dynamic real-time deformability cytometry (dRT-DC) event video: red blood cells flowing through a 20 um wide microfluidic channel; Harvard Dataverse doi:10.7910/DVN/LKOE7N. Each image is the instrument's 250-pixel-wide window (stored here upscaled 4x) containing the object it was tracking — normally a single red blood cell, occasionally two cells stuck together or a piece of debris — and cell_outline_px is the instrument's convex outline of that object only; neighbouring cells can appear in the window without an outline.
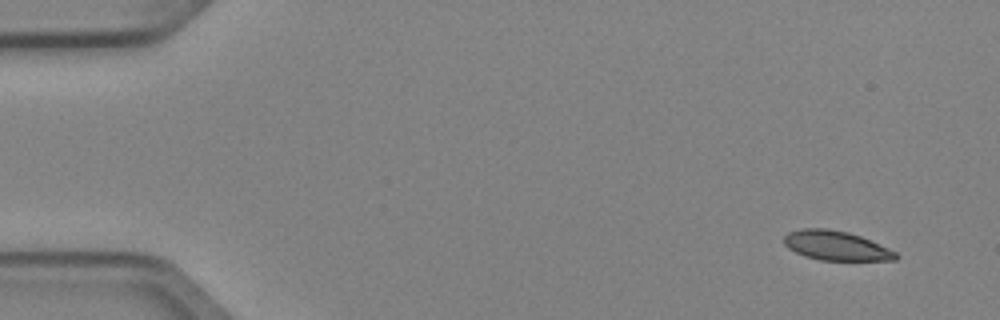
{"species": "Egyptian fruit bat (a non-hibernating species)", "species_latin": "Rousettus aegyptiacus", "temperature_condition": "cold", "stored_images_in_passage": 4, "camera_frame_rate_fps": 3000, "um_per_image_px": 0.085, "animal": {"sex": "female"}, "frame": {"image": 1, "passage_image": 1, "time_ms": 0.0, "image_size_px": [1000, 320], "cell_outline_px": [[900, 256], [896, 260], [820, 260], [804, 256], [788, 248], [784, 244], [784, 236], [788, 232], [800, 228], [828, 228], [848, 232], [860, 236], [896, 252]], "centroid_in_image_um": [71.03, 20.87], "position_along_channel_um": 14.0, "area_um2": 19.13}}
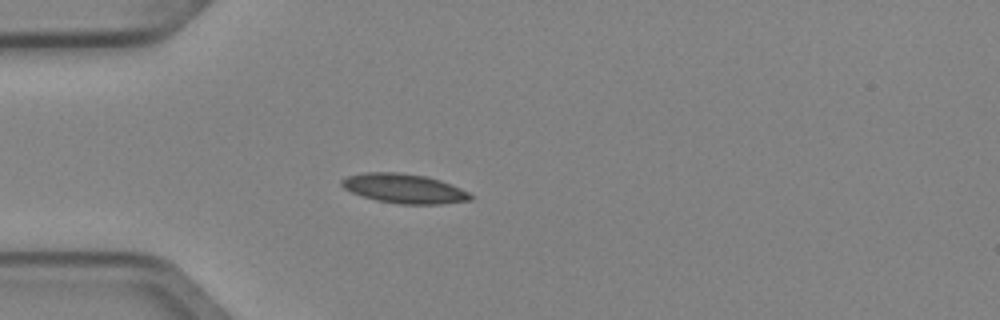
{"frame": {"image": 2, "passage_image": 4, "time_ms": 1.0, "image_size_px": [1000, 320], "cell_outline_px": [[472, 200], [440, 204], [400, 204], [376, 200], [352, 192], [344, 188], [340, 184], [340, 180], [348, 176], [364, 172], [400, 172], [428, 176], [440, 180], [460, 188], [468, 192], [472, 196]], "centroid_in_image_um": [34.35, 16.01], "position_along_channel_um": 50.7, "area_um2": 22.08}}